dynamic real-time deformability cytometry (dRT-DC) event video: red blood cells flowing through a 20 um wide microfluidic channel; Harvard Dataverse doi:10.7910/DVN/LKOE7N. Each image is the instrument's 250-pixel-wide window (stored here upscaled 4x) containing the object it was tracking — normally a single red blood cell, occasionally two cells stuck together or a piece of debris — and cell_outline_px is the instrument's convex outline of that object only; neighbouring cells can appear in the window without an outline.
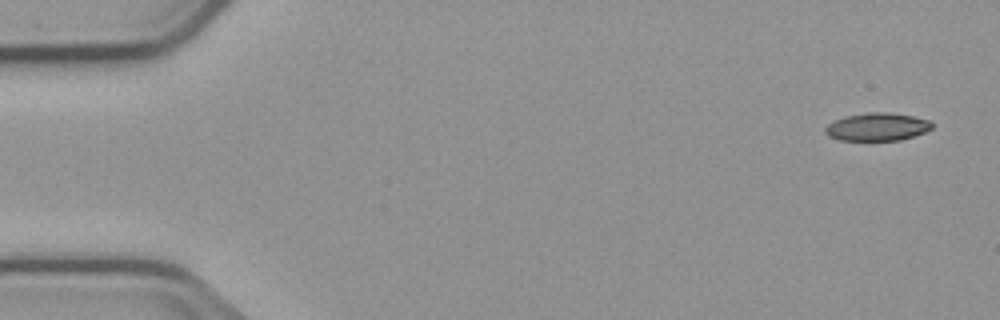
{"species": "common noctule bat (a hibernating species)", "species_latin": "Nyctalus noctula", "temperature_condition": "cold", "stored_images_in_passage": 4, "camera_frame_rate_fps": 3000, "um_per_image_px": 0.085, "animal": {"sex": "male", "body_mass_g": 23.1, "forearm_length_mm": 52.7}, "frame": {"image": 1, "passage_image": 1, "time_ms": 0.0, "image_size_px": [1000, 320], "cell_outline_px": [[932, 128], [924, 132], [900, 140], [840, 140], [828, 136], [824, 132], [824, 128], [828, 124], [844, 116], [868, 112], [888, 112], [912, 116], [932, 120]], "centroid_in_image_um": [74.55, 10.77], "position_along_channel_um": 10.5, "area_um2": 17.34}}